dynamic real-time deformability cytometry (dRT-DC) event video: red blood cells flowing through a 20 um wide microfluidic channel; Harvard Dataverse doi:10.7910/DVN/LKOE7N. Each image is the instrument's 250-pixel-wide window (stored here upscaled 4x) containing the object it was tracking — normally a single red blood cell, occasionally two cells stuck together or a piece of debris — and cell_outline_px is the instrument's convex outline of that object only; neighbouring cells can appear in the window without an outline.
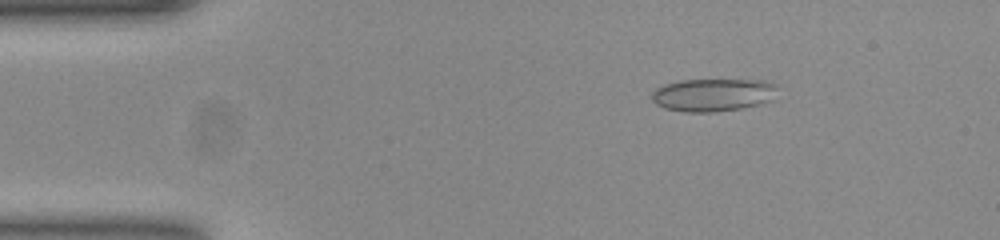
{"species": "common noctule bat (a hibernating species)", "species_latin": "Nyctalus noctula", "temperature_condition": "room temperature", "stored_images_in_passage": 53, "camera_frame_rate_fps": 3000, "um_per_image_px": 0.085, "animal": {"sex": "female", "body_mass_g": 23.0, "forearm_length_mm": 53.4}, "frame": {"image": 1, "passage_image": 8, "time_ms": 2.333, "image_size_px": [1000, 240], "cell_outline_px": [[772, 84], [764, 100], [756, 104], [740, 108], [708, 112], [688, 112], [664, 108], [656, 104], [652, 100], [652, 92], [656, 88], [680, 80], [756, 80]], "centroid_in_image_um": [60.37, 8.07], "position_along_channel_um": 24.6, "area_um2": 22.66}}
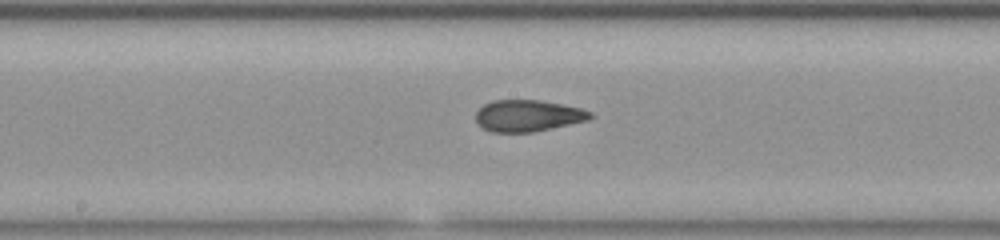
{"frame": {"image": 2, "passage_image": 27, "time_ms": 8.667, "image_size_px": [1000, 240], "cell_outline_px": [[592, 116], [588, 120], [532, 132], [492, 132], [484, 128], [476, 120], [476, 112], [484, 104], [492, 100], [540, 100], [580, 108], [592, 112]], "centroid_in_image_um": [44.86, 9.83], "position_along_channel_um": 203.3, "area_um2": 20.81}}
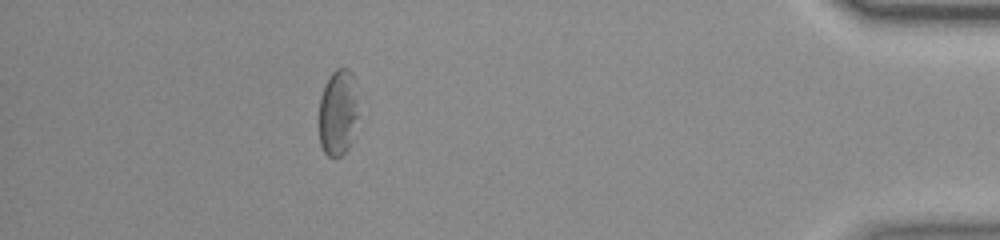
{"frame": {"image": 3, "passage_image": 47, "time_ms": 15.333, "image_size_px": [1000, 240], "cell_outline_px": [[356, 116], [348, 148], [336, 160], [328, 156], [324, 152], [320, 144], [320, 96], [332, 72], [336, 68], [348, 68], [352, 72], [356, 104]], "centroid_in_image_um": [28.69, 9.59], "position_along_channel_um": 406.5, "area_um2": 19.07}, "authors_computed_cell_mechanics": {"area_um2": 21.6172, "velocity_mm_per_s": 3.8606, "shape_relaxation_time_tau1_ms": null, "shape_relaxation_time_tau2_ms": 1.4354, "deformation_change_tau1": null, "deformation_change_tau2": 0.0847}}